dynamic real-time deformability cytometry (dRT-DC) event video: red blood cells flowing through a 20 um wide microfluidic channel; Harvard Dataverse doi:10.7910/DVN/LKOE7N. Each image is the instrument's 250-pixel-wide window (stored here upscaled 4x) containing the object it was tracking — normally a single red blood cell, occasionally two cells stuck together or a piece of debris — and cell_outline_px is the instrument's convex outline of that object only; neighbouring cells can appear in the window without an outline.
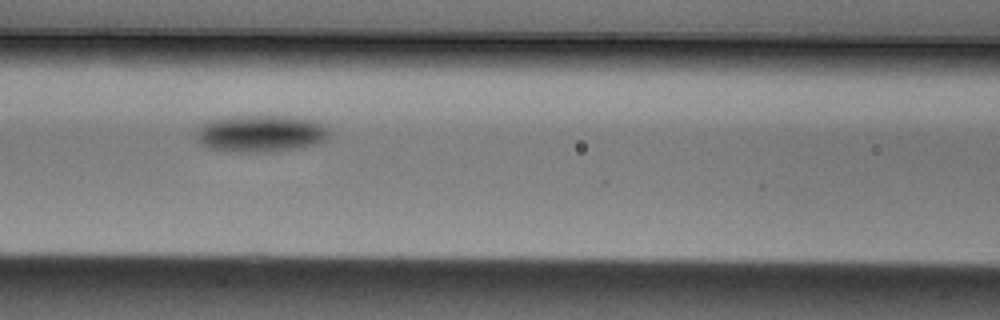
{"species": "Egyptian fruit bat (a non-hibernating species)", "species_latin": "Rousettus aegyptiacus", "temperature_condition": "cold", "stored_images_in_passage": 33, "camera_frame_rate_fps": 3000, "um_per_image_px": 0.085, "animal": {"sex": "male"}, "frame": {"image": 1, "passage_image": 12, "time_ms": 3.667, "image_size_px": [1000, 320], "cell_outline_px": [[332, 132], [324, 140], [312, 144], [292, 148], [256, 152], [232, 152], [208, 148], [200, 144], [196, 140], [196, 132], [208, 120], [220, 116], [292, 116], [316, 120], [324, 124]], "centroid_in_image_um": [22.12, 11.32], "position_along_channel_um": 144.5, "area_um2": 28.78}}
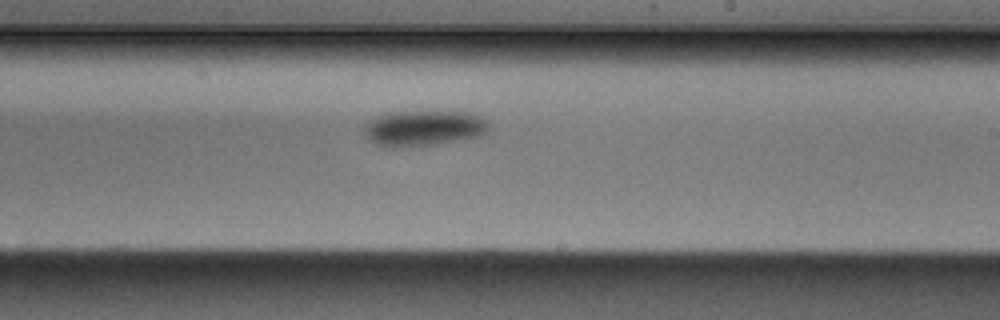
{"frame": {"image": 2, "passage_image": 20, "time_ms": 6.333, "image_size_px": [1000, 320], "cell_outline_px": [[488, 128], [484, 132], [476, 136], [436, 144], [392, 148], [376, 144], [368, 140], [364, 136], [364, 128], [376, 116], [384, 112], [436, 108], [448, 108], [476, 112], [488, 120]], "centroid_in_image_um": [36.04, 10.8], "position_along_channel_um": 253.0, "area_um2": 27.28}}
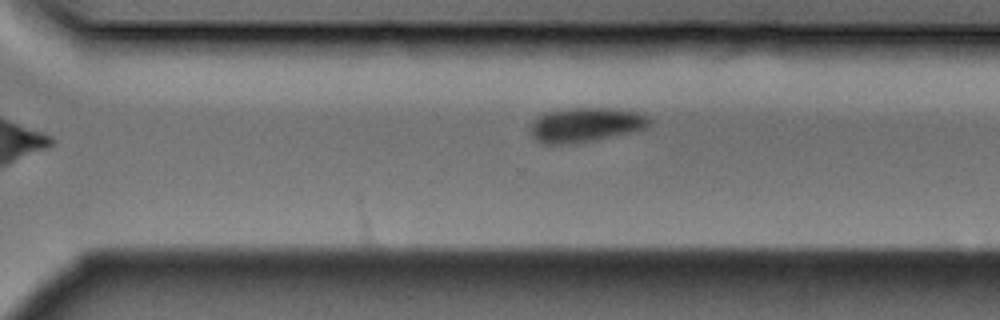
{"frame": {"image": 3, "passage_image": 25, "time_ms": 8.0, "image_size_px": [1000, 320], "cell_outline_px": [[648, 124], [644, 128], [596, 140], [568, 144], [544, 144], [536, 140], [532, 136], [528, 128], [532, 120], [548, 112], [572, 108], [620, 108], [636, 112], [648, 116]], "centroid_in_image_um": [49.7, 10.61], "position_along_channel_um": 320.9, "area_um2": 23.7}}